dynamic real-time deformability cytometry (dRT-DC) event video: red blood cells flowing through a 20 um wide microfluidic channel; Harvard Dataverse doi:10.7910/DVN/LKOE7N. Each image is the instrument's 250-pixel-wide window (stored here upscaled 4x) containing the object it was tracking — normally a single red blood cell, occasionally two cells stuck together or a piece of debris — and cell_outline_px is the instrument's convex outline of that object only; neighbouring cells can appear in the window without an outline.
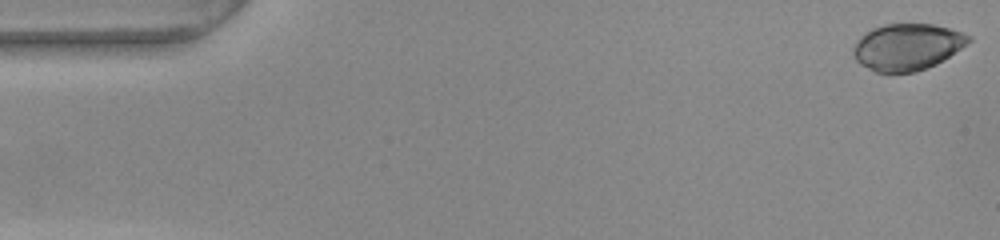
{"species": "common noctule bat (a hibernating species)", "species_latin": "Nyctalus noctula", "temperature_condition": "warm", "stored_images_in_passage": 52, "camera_frame_rate_fps": 3000, "um_per_image_px": 0.085, "animal": {"sex": "female", "body_mass_g": 22.0, "forearm_length_mm": 56.7}, "frame": {"image": 1, "passage_image": 1, "time_ms": 0.0, "image_size_px": [1000, 240], "cell_outline_px": [[972, 40], [968, 44], [944, 60], [928, 68], [916, 72], [892, 76], [888, 76], [876, 72], [860, 64], [852, 56], [852, 48], [856, 40], [860, 36], [872, 28], [884, 24], [932, 24], [948, 28], [972, 36]], "centroid_in_image_um": [77.08, 4.03], "position_along_channel_um": 7.9, "area_um2": 32.19}}